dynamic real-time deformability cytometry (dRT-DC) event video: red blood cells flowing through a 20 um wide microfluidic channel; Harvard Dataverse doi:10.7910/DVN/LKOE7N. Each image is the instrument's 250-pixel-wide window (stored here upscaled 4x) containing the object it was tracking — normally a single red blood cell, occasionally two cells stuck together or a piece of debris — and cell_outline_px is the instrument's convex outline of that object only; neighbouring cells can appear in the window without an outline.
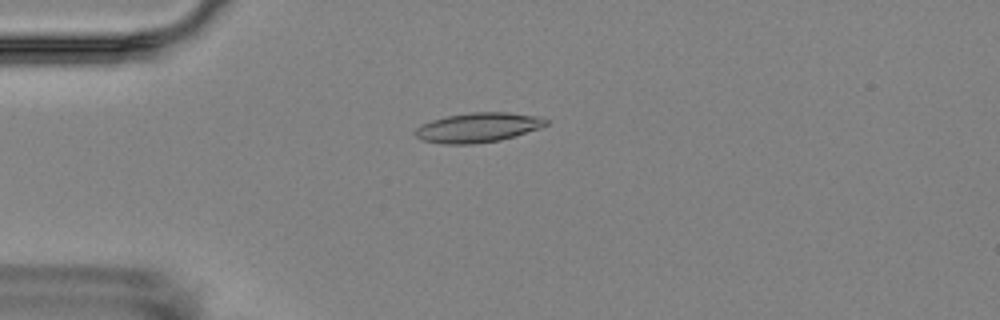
{"species": "Egyptian fruit bat (a non-hibernating species)", "species_latin": "Rousettus aegyptiacus", "temperature_condition": "room temperature", "stored_images_in_passage": 3, "camera_frame_rate_fps": 3000, "um_per_image_px": 0.085, "animal": {"sex": "female"}, "frame": {"image": 1, "passage_image": 1, "time_ms": 0.0, "image_size_px": [1000, 320], "cell_outline_px": [[548, 124], [540, 128], [500, 140], [472, 144], [444, 144], [420, 140], [416, 136], [416, 128], [420, 124], [444, 116], [472, 112], [508, 112], [540, 116], [548, 120]], "centroid_in_image_um": [40.62, 10.83], "position_along_channel_um": 44.4, "area_um2": 22.66}}